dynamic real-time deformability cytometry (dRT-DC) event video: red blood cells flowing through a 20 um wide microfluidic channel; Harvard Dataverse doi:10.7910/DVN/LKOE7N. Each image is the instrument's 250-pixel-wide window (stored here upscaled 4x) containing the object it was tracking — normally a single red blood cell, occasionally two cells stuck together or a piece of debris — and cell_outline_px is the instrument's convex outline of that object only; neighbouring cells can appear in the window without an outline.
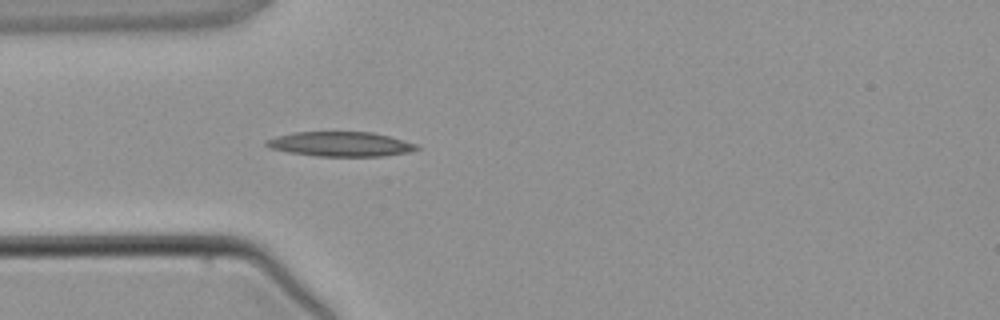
{"species": "common noctule bat (a hibernating species)", "species_latin": "Nyctalus noctula", "temperature_condition": "warm", "stored_images_in_passage": 4, "camera_frame_rate_fps": 3000, "um_per_image_px": 0.085, "animal": {"sex": "male", "body_mass_g": 21.5, "forearm_length_mm": 52.0}, "frame": {"image": 1, "passage_image": 4, "time_ms": 3.667, "image_size_px": [1000, 320], "cell_outline_px": [[420, 148], [408, 152], [380, 156], [316, 156], [288, 152], [268, 148], [264, 144], [264, 140], [276, 136], [292, 132], [372, 132], [388, 136], [416, 144]], "centroid_in_image_um": [28.86, 12.24], "position_along_channel_um": 56.1, "area_um2": 21.56}}